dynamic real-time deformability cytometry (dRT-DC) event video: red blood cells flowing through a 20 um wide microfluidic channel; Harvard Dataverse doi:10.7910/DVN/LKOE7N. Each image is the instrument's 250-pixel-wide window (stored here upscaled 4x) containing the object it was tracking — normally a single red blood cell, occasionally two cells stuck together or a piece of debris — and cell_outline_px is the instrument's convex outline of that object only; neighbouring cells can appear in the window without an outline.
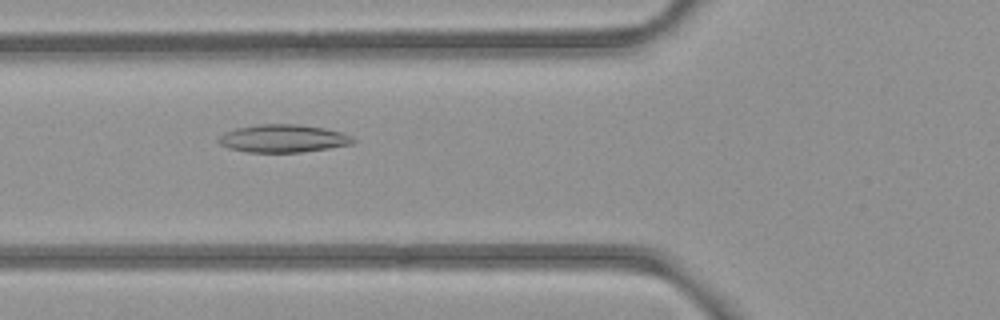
{"species": "common noctule bat (a hibernating species)", "species_latin": "Nyctalus noctula", "temperature_condition": "room temperature", "stored_images_in_passage": 33, "camera_frame_rate_fps": 3000, "um_per_image_px": 0.085, "animal": {"sex": "female", "body_mass_g": 21.9}, "frame": {"image": 1, "passage_image": 6, "time_ms": 1.667, "image_size_px": [1000, 320], "cell_outline_px": [[356, 140], [352, 144], [328, 148], [300, 152], [248, 152], [228, 148], [220, 144], [216, 140], [224, 132], [236, 128], [256, 124], [300, 124], [324, 128], [340, 132], [352, 136]], "centroid_in_image_um": [24.04, 11.76], "position_along_channel_um": 101.8, "area_um2": 21.85}}
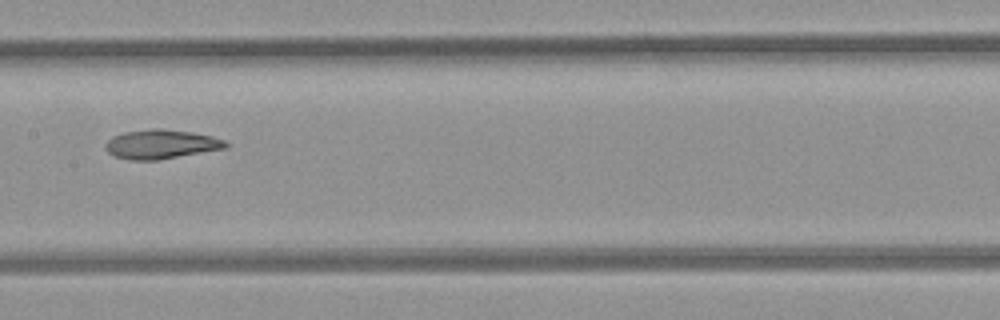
{"frame": {"image": 2, "passage_image": 13, "time_ms": 4.0, "image_size_px": [1000, 320], "cell_outline_px": [[228, 148], [156, 160], [132, 160], [116, 156], [108, 152], [104, 148], [104, 144], [112, 136], [124, 132], [152, 128], [164, 128], [192, 132], [212, 136], [224, 140], [228, 144]], "centroid_in_image_um": [13.69, 12.24], "position_along_channel_um": 193.7, "area_um2": 20.52}}
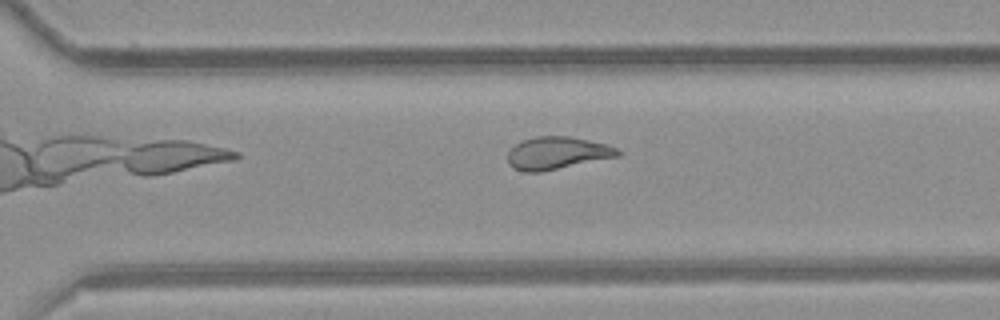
{"frame": {"image": 3, "passage_image": 23, "time_ms": 7.333, "image_size_px": [1000, 320], "cell_outline_px": [[620, 156], [540, 172], [524, 172], [512, 168], [508, 164], [508, 152], [516, 144], [524, 140], [536, 136], [568, 136], [588, 140], [604, 144], [616, 148], [620, 152]], "centroid_in_image_um": [47.32, 13.02], "position_along_channel_um": 323.3, "area_um2": 20.69}, "authors_computed_cell_mechanics": {"area_um2": 20.6924, "velocity_mm_per_s": 3.9165, "shape_relaxation_time_tau1_ms": null, "shape_relaxation_time_tau2_ms": 5.1995, "deformation_change_tau1": null, "deformation_change_tau2": 0.1372}}